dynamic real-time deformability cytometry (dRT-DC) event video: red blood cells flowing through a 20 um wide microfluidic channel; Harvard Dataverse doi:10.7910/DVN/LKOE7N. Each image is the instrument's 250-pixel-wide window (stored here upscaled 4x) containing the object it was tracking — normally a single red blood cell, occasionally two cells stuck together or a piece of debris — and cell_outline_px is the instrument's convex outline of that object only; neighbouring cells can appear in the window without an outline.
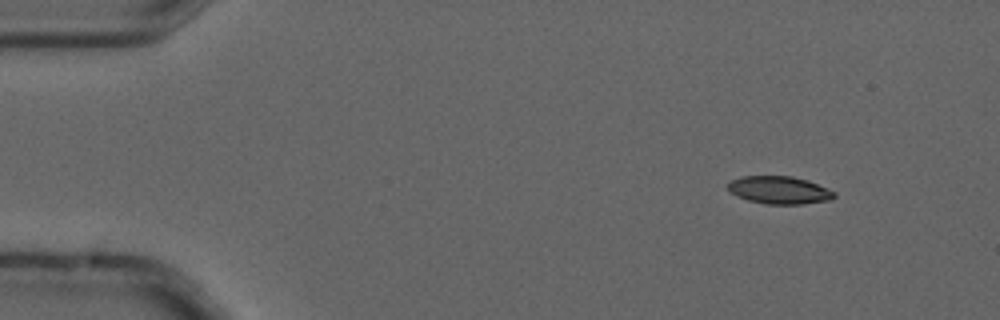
{"species": "common noctule bat (a hibernating species)", "species_latin": "Nyctalus noctula", "temperature_condition": "cold", "stored_images_in_passage": 4, "camera_frame_rate_fps": 3000, "um_per_image_px": 0.085, "animal": {"sex": "male", "forearm_length_mm": 52.5}, "frame": {"image": 1, "passage_image": 2, "time_ms": 0.333, "image_size_px": [1000, 320], "cell_outline_px": [[836, 196], [832, 200], [804, 204], [768, 204], [748, 200], [736, 196], [728, 188], [728, 184], [732, 180], [740, 176], [792, 176], [808, 180], [828, 188], [836, 192]], "centroid_in_image_um": [66.29, 16.16], "position_along_channel_um": 18.7, "area_um2": 17.28}}